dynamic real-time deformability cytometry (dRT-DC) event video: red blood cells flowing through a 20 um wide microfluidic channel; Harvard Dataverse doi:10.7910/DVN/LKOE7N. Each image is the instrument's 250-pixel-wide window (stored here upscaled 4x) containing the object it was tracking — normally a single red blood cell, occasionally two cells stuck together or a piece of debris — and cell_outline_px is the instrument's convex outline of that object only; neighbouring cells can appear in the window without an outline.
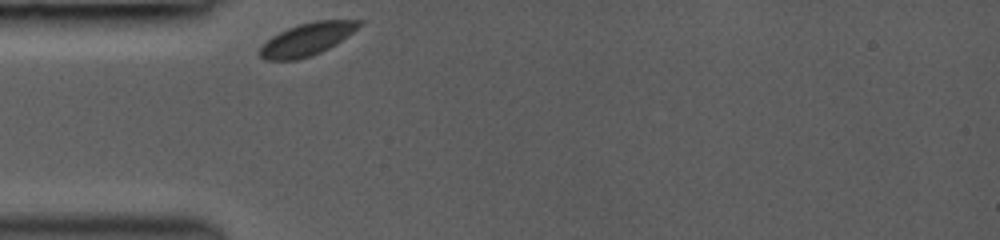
{"species": "common noctule bat (a hibernating species)", "species_latin": "Nyctalus noctula", "temperature_condition": "room temperature", "stored_images_in_passage": 38, "camera_frame_rate_fps": 3000, "um_per_image_px": 0.085, "animal": {"sex": "female", "body_mass_g": 19.0, "forearm_length_mm": 53.3}, "frame": {"image": 1, "passage_image": 1, "time_ms": 0.0, "image_size_px": [1000, 240], "cell_outline_px": [[360, 24], [352, 32], [328, 48], [312, 56], [296, 60], [264, 60], [256, 52], [272, 36], [288, 28], [300, 24], [316, 20], [360, 20]], "centroid_in_image_um": [26.03, 3.36], "position_along_channel_um": 59.0, "area_um2": 18.44}}
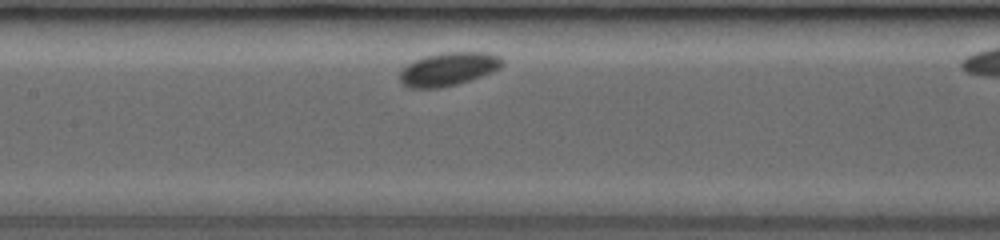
{"frame": {"image": 2, "passage_image": 12, "time_ms": 3.0, "image_size_px": [1000, 240], "cell_outline_px": [[504, 64], [500, 68], [492, 72], [472, 80], [460, 84], [440, 88], [408, 88], [400, 80], [400, 72], [408, 64], [424, 56], [444, 52], [488, 52], [500, 56], [504, 60]], "centroid_in_image_um": [38.17, 5.87], "position_along_channel_um": 169.2, "area_um2": 20.11}}
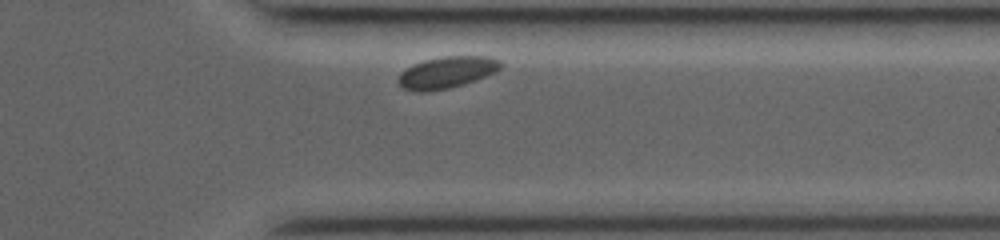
{"frame": {"image": 3, "passage_image": 35, "time_ms": 8.333, "image_size_px": [1000, 240], "cell_outline_px": [[504, 64], [496, 72], [464, 84], [448, 88], [428, 92], [416, 92], [400, 88], [396, 84], [396, 80], [400, 72], [424, 60], [444, 56], [488, 56], [500, 60]], "centroid_in_image_um": [37.95, 6.17], "position_along_channel_um": 373.5, "area_um2": 19.13}, "authors_computed_cell_mechanics": {"area_um2": 19.2185, "velocity_mm_per_s": 3.7994, "shape_relaxation_time_tau1_ms": 0.9674, "shape_relaxation_time_tau2_ms": null, "deformation_change_tau1": 0.0236, "deformation_change_tau2": null}}